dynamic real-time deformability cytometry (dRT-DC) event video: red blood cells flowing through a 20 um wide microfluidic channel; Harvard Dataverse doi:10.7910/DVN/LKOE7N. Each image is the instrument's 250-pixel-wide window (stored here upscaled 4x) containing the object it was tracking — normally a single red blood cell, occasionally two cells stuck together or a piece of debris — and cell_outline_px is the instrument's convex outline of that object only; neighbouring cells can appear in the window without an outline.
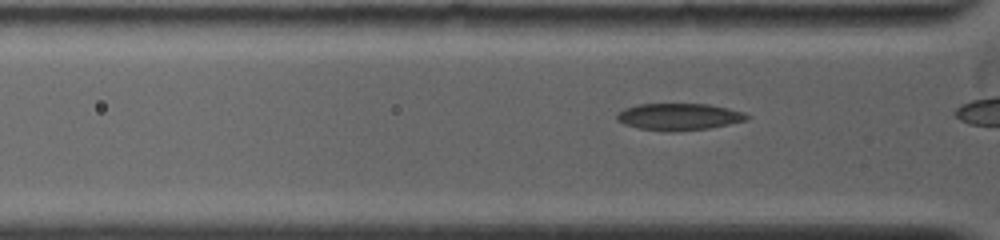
{"species": "common noctule bat (a hibernating species)", "species_latin": "Nyctalus noctula", "temperature_condition": "warm", "stored_images_in_passage": 15, "camera_frame_rate_fps": 5000, "um_per_image_px": 0.085, "animal": {"sex": "female", "body_mass_g": 19.0, "forearm_length_mm": 53.3}, "frame": {"image": 1, "passage_image": 7, "time_ms": 1.0, "image_size_px": [1000, 240], "cell_outline_px": [[752, 116], [748, 120], [708, 128], [672, 132], [664, 132], [636, 128], [624, 124], [616, 120], [616, 116], [624, 108], [636, 104], [708, 104], [728, 108], [744, 112]], "centroid_in_image_um": [57.7, 9.93], "position_along_channel_um": 68.1, "area_um2": 20.58}}